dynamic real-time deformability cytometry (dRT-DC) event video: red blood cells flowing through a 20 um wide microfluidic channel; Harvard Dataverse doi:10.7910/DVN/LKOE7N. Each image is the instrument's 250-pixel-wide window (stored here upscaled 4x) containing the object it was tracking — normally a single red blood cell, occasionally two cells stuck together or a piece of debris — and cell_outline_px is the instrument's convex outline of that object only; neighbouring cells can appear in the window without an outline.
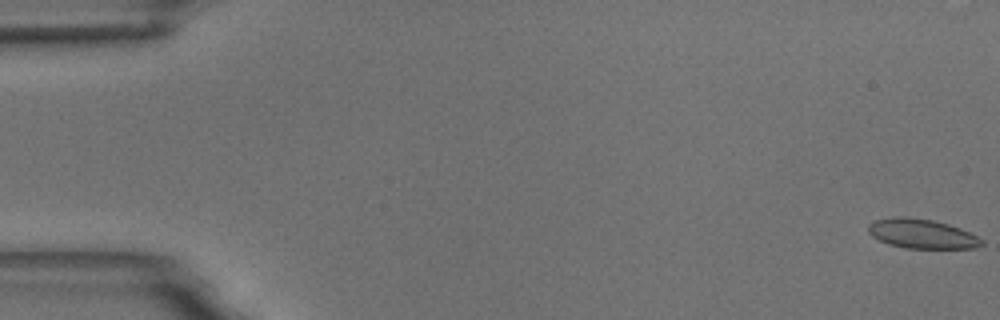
{"species": "common noctule bat (a hibernating species)", "species_latin": "Nyctalus noctula", "temperature_condition": "room temperature", "stored_images_in_passage": 59, "camera_frame_rate_fps": 3000, "um_per_image_px": 0.085, "animal": {"sex": "male", "body_mass_g": 18.8}, "frame": {"image": 1, "passage_image": 1, "time_ms": 0.0, "image_size_px": [1000, 320], "cell_outline_px": [[984, 244], [976, 248], [904, 248], [888, 244], [872, 236], [868, 232], [868, 224], [876, 220], [892, 216], [908, 216], [932, 220], [948, 224], [960, 228], [984, 240]], "centroid_in_image_um": [78.34, 19.86], "position_along_channel_um": 6.7, "area_um2": 19.54}}
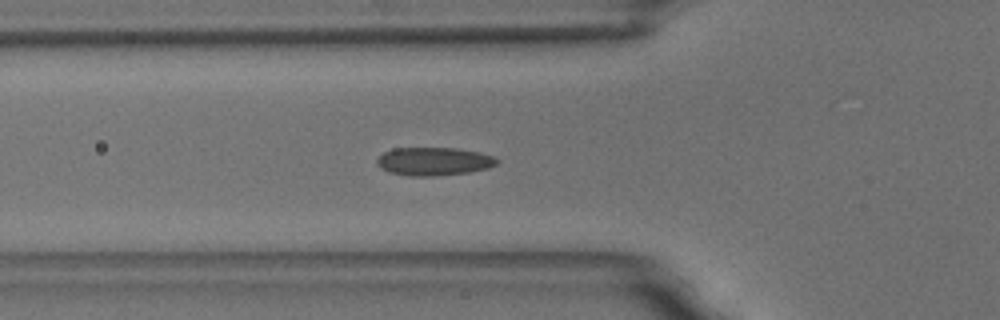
{"frame": {"image": 2, "passage_image": 21, "time_ms": 6.667, "image_size_px": [1000, 320], "cell_outline_px": [[500, 160], [496, 164], [488, 168], [468, 172], [436, 176], [408, 176], [388, 172], [380, 168], [376, 164], [376, 160], [384, 152], [392, 148], [460, 148], [480, 152], [492, 156]], "centroid_in_image_um": [36.86, 13.71], "position_along_channel_um": 88.9, "area_um2": 19.88}}
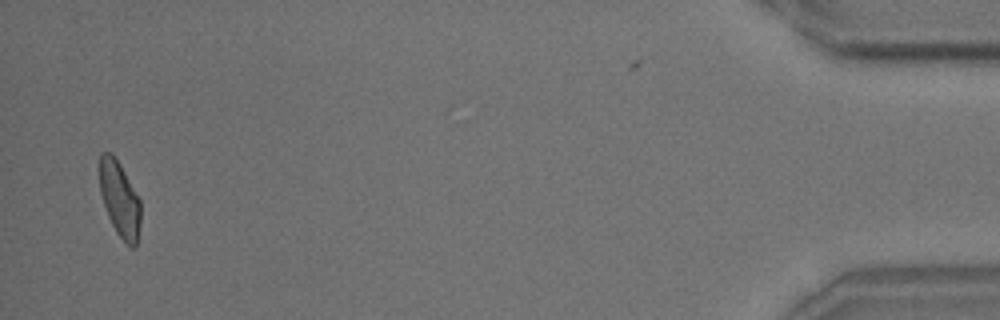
{"frame": {"image": 3, "passage_image": 57, "time_ms": 18.667, "image_size_px": [1000, 320], "cell_outline_px": [[140, 224], [136, 248], [132, 248], [116, 232], [108, 216], [100, 192], [100, 152], [112, 152], [120, 164], [140, 200]], "centroid_in_image_um": [10.17, 16.92], "position_along_channel_um": 425.0, "area_um2": 17.86}, "authors_computed_cell_mechanics": {"area_um2": 19.1318, "velocity_mm_per_s": 3.5081, "shape_relaxation_time_tau1_ms": 5.9934, "shape_relaxation_time_tau2_ms": 1.5109, "deformation_change_tau1": 0.1515, "deformation_change_tau2": 0.0899}}